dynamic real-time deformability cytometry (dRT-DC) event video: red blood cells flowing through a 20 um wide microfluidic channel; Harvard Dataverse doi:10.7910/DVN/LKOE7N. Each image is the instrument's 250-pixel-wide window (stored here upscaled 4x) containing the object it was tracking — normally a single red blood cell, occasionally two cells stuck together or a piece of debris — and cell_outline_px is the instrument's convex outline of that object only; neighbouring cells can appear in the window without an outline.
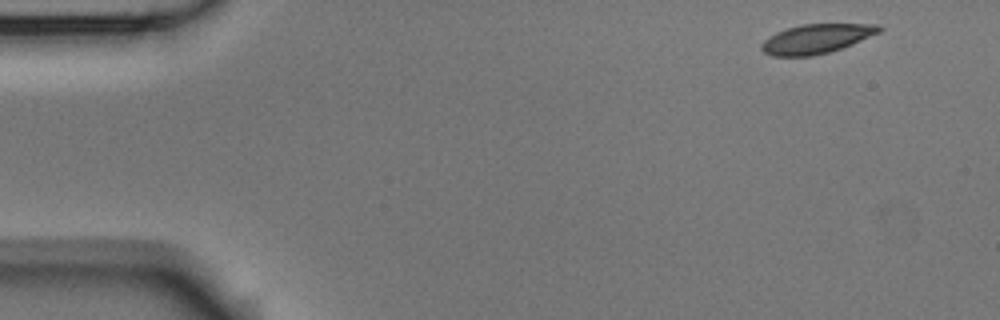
{"species": "Egyptian fruit bat (a non-hibernating species)", "species_latin": "Rousettus aegyptiacus", "temperature_condition": "room temperature", "stored_images_in_passage": 4, "camera_frame_rate_fps": 3000, "um_per_image_px": 0.085, "animal": {"sex": "male"}, "frame": {"image": 1, "passage_image": 1, "time_ms": 0.0, "image_size_px": [1000, 320], "cell_outline_px": [[884, 28], [880, 32], [852, 44], [828, 52], [812, 56], [772, 56], [764, 52], [760, 48], [760, 44], [768, 36], [776, 32], [800, 24], [880, 24]], "centroid_in_image_um": [69.38, 3.29], "position_along_channel_um": 15.6, "area_um2": 20.11}}
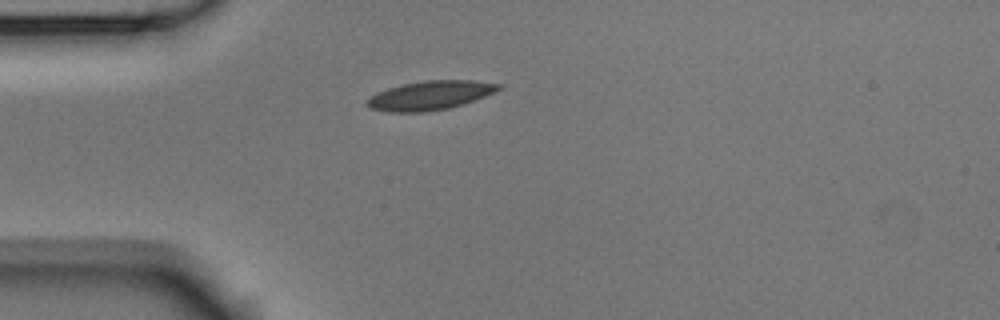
{"frame": {"image": 2, "passage_image": 4, "time_ms": 1.0, "image_size_px": [1000, 320], "cell_outline_px": [[504, 84], [500, 88], [484, 96], [448, 108], [424, 112], [388, 112], [372, 108], [364, 104], [364, 100], [376, 92], [388, 88], [404, 84], [424, 80], [472, 80]], "centroid_in_image_um": [36.49, 8.1], "position_along_channel_um": 48.5, "area_um2": 22.08}}